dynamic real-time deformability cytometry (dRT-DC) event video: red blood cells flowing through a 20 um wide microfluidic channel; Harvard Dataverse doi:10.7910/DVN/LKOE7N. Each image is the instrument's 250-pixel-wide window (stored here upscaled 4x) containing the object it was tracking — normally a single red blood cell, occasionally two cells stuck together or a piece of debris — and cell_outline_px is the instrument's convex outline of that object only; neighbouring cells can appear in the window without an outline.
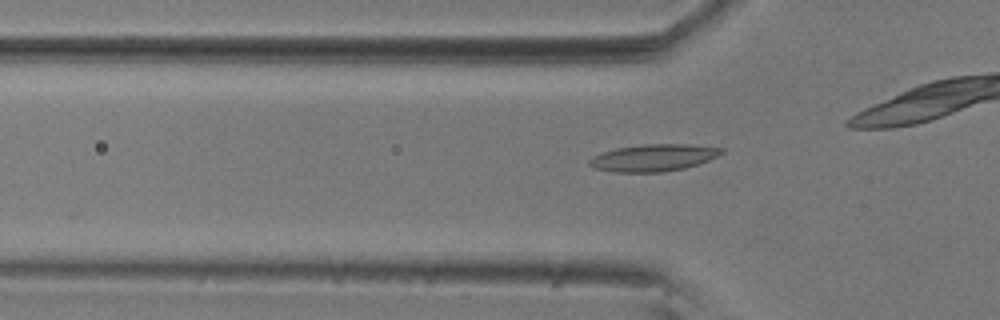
{"species": "common noctule bat (a hibernating species)", "species_latin": "Nyctalus noctula", "temperature_condition": "room temperature", "stored_images_in_passage": 20, "camera_frame_rate_fps": 3000, "um_per_image_px": 0.085, "animal": {"sex": "male", "body_mass_g": 20.5, "forearm_length_mm": 52.5}, "frame": {"image": 1, "passage_image": 6, "time_ms": 1.667, "image_size_px": [1000, 320], "cell_outline_px": [[724, 152], [700, 164], [684, 168], [664, 172], [616, 172], [592, 168], [588, 164], [588, 160], [604, 152], [616, 148], [644, 144], [688, 144], [724, 148]], "centroid_in_image_um": [55.56, 13.41], "position_along_channel_um": 70.2, "area_um2": 20.75}}
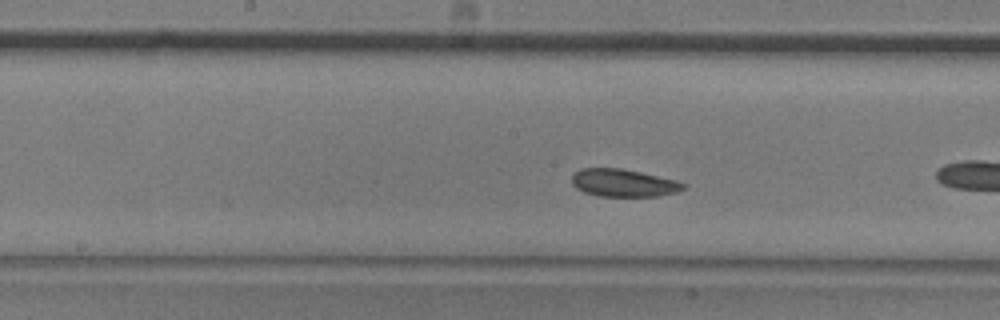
{"frame": {"image": 2, "passage_image": 17, "time_ms": 5.333, "image_size_px": [1000, 320], "cell_outline_px": [[688, 184], [684, 188], [676, 192], [656, 196], [600, 196], [584, 192], [576, 188], [572, 184], [572, 176], [580, 168], [620, 168], [640, 172], [676, 180]], "centroid_in_image_um": [52.99, 15.54], "position_along_channel_um": 195.2, "area_um2": 17.86}}